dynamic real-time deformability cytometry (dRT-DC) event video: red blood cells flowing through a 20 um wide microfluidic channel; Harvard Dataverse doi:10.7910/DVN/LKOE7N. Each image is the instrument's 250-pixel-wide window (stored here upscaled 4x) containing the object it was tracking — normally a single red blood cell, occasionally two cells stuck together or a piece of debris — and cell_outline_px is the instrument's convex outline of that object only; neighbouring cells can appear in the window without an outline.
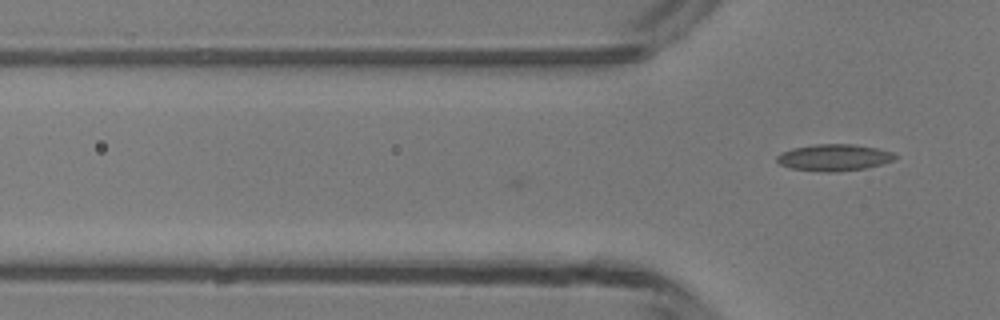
{"species": "common noctule bat (a hibernating species)", "species_latin": "Nyctalus noctula", "temperature_condition": "room temperature", "stored_images_in_passage": 2, "camera_frame_rate_fps": 3000, "um_per_image_px": 0.085, "animal": {"sex": "male", "body_mass_g": 13.3}, "frame": {"image": 1, "passage_image": 2, "time_ms": 0.333, "image_size_px": [1000, 320], "cell_outline_px": [[896, 156], [892, 160], [880, 164], [864, 168], [836, 172], [824, 172], [788, 168], [780, 164], [776, 160], [776, 156], [780, 152], [792, 148], [812, 144], [856, 144], [876, 148], [892, 152]], "centroid_in_image_um": [70.81, 13.38], "position_along_channel_um": 55.0, "area_um2": 18.38}}